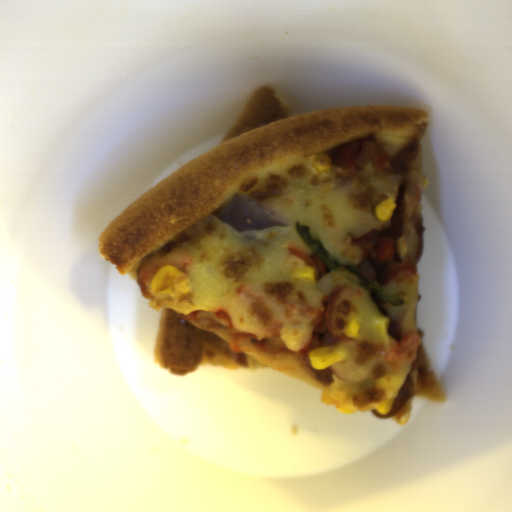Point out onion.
I'll return each instance as SVG.
<instances>
[{
  "label": "onion",
  "mask_w": 512,
  "mask_h": 512,
  "mask_svg": "<svg viewBox=\"0 0 512 512\" xmlns=\"http://www.w3.org/2000/svg\"><path fill=\"white\" fill-rule=\"evenodd\" d=\"M218 219L240 233L291 225V222L280 215L238 193L233 196Z\"/></svg>",
  "instance_id": "onion-1"
}]
</instances>
